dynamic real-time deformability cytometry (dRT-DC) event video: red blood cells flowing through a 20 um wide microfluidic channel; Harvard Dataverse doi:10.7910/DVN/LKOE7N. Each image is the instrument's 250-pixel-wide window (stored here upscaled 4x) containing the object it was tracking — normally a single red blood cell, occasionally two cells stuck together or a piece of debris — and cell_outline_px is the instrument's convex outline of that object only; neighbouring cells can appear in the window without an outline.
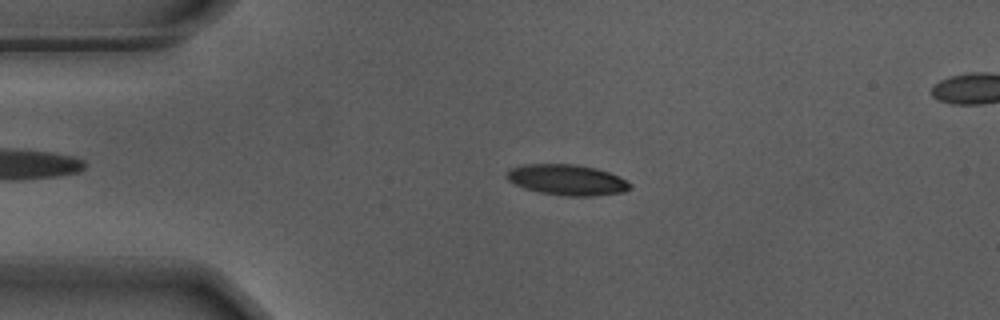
{"species": "Egyptian fruit bat (a non-hibernating species)", "species_latin": "Rousettus aegyptiacus", "temperature_condition": "warm", "stored_images_in_passage": 50, "camera_frame_rate_fps": 3000, "um_per_image_px": 0.085, "animal": {"sex": "male"}, "frame": {"image": 1, "passage_image": 12, "time_ms": 3.667, "image_size_px": [1000, 320], "cell_outline_px": [[632, 188], [624, 192], [592, 196], [568, 196], [540, 192], [524, 188], [508, 180], [508, 172], [512, 168], [524, 164], [576, 164], [596, 168], [620, 176], [632, 184]], "centroid_in_image_um": [48.26, 15.29], "position_along_channel_um": 36.7, "area_um2": 21.96}}
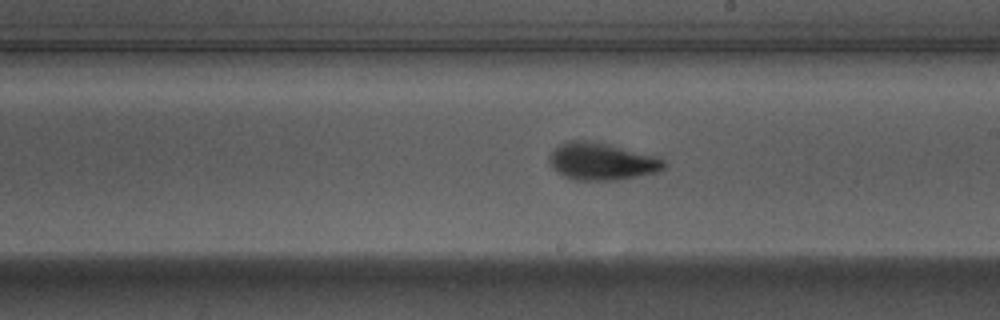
{"frame": {"image": 2, "passage_image": 31, "time_ms": 10.0, "image_size_px": [1000, 320], "cell_outline_px": [[664, 168], [656, 172], [616, 180], [576, 180], [564, 176], [556, 172], [548, 160], [548, 156], [564, 140], [588, 140], [608, 144], [656, 156], [664, 160]], "centroid_in_image_um": [51.1, 13.71], "position_along_channel_um": 237.9, "area_um2": 24.74}}
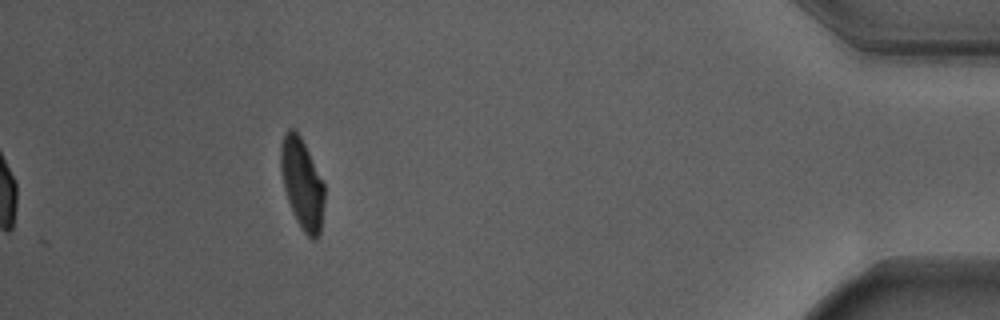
{"frame": {"image": 3, "passage_image": 50, "time_ms": 16.333, "image_size_px": [1000, 320], "cell_outline_px": [[324, 204], [320, 236], [316, 240], [312, 240], [304, 232], [296, 220], [292, 212], [284, 188], [280, 168], [280, 148], [284, 132], [288, 128], [292, 128], [300, 136], [324, 184]], "centroid_in_image_um": [25.67, 15.64], "position_along_channel_um": 409.5, "area_um2": 22.95}, "authors_computed_cell_mechanics": {"area_um2": 23.3223, "velocity_mm_per_s": 3.6886, "shape_relaxation_time_tau1_ms": 3.1525, "shape_relaxation_time_tau2_ms": 1.0402, "deformation_change_tau1": 0.1602, "deformation_change_tau2": 0.077}}